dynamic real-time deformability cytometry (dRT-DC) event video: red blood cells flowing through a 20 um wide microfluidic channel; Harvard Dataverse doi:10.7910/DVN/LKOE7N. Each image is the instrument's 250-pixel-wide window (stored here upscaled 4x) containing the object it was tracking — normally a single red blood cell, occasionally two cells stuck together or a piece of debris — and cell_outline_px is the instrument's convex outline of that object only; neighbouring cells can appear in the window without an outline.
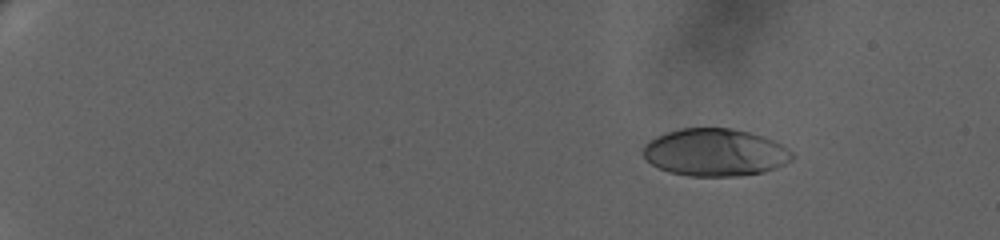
{"species": "human", "species_latin": "Homo sapiens", "temperature_condition": "warm", "stored_images_in_passage": 58, "camera_frame_rate_fps": 3000, "um_per_image_px": 0.085, "donor": {"sex": "female"}, "frame": {"image": 1, "passage_image": 1, "time_ms": 0.0, "image_size_px": [1000, 240], "cell_outline_px": [[796, 156], [792, 160], [776, 168], [764, 172], [736, 176], [688, 176], [668, 172], [652, 164], [644, 156], [644, 144], [648, 140], [656, 136], [680, 128], [732, 128], [764, 136], [776, 140], [788, 148]], "centroid_in_image_um": [60.82, 12.95], "position_along_channel_um": 24.2, "area_um2": 41.5}}
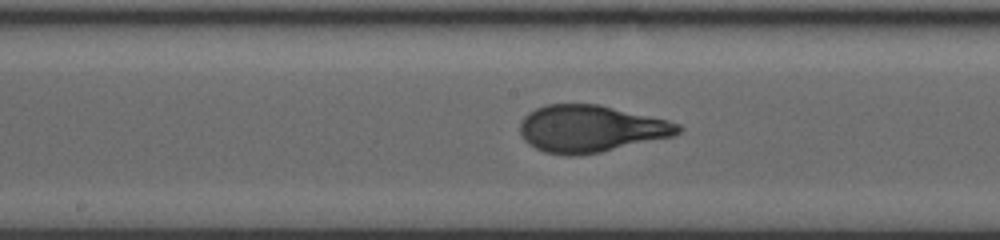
{"frame": {"image": 2, "passage_image": 31, "time_ms": 10.0, "image_size_px": [1000, 240], "cell_outline_px": [[684, 128], [680, 132], [672, 136], [600, 152], [580, 156], [564, 156], [544, 152], [528, 144], [524, 140], [520, 132], [520, 124], [524, 116], [528, 112], [536, 108], [548, 104], [600, 104], [668, 120], [680, 124]], "centroid_in_image_um": [50.19, 10.94], "position_along_channel_um": 198.0, "area_um2": 43.47}}
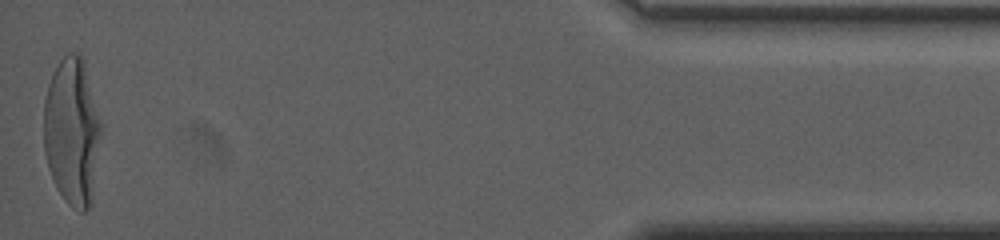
{"frame": {"image": 3, "passage_image": 58, "time_ms": 19.0, "image_size_px": [1000, 240], "cell_outline_px": [[100, 132], [92, 196], [88, 208], [84, 212], [80, 212], [72, 208], [64, 200], [56, 188], [48, 168], [44, 152], [44, 100], [48, 84], [52, 72], [60, 60], [68, 52], [80, 52], [100, 120]], "centroid_in_image_um": [6.08, 11.19], "position_along_channel_um": 429.1, "area_um2": 48.67}, "authors_computed_cell_mechanics": {"area_um2": 42.3385, "velocity_mm_per_s": 3.2637, "shape_relaxation_time_tau1_ms": 5.4936, "shape_relaxation_time_tau2_ms": null, "deformation_change_tau1": 0.2385, "deformation_change_tau2": null}}